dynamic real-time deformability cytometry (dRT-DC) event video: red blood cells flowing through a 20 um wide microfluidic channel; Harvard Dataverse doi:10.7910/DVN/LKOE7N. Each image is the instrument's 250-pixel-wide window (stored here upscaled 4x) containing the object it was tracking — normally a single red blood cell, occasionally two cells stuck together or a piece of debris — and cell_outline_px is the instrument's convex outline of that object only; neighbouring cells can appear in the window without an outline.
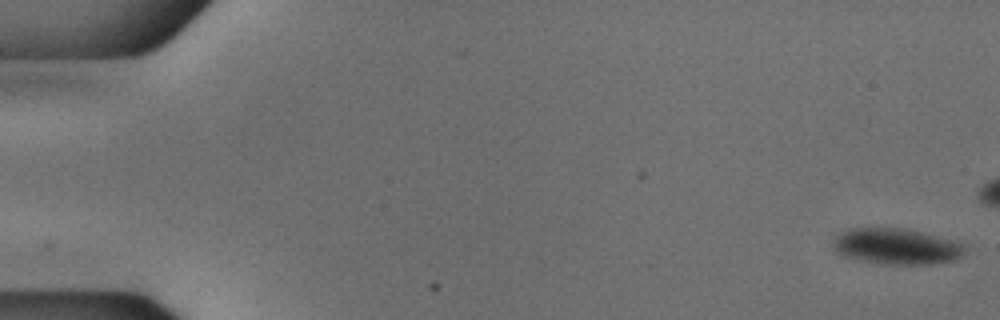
{"species": "common noctule bat (a hibernating species)", "species_latin": "Nyctalus noctula", "temperature_condition": "cold", "stored_images_in_passage": 47, "camera_frame_rate_fps": 3000, "um_per_image_px": 0.085, "animal": {"sex": "male", "body_mass_g": 18.8}, "frame": {"image": 1, "passage_image": 1, "time_ms": 0.0, "image_size_px": [1000, 320], "cell_outline_px": [[964, 252], [956, 260], [928, 264], [884, 264], [860, 260], [844, 256], [836, 252], [832, 244], [836, 236], [840, 232], [848, 228], [908, 228], [948, 240], [960, 244], [964, 248]], "centroid_in_image_um": [76.12, 20.94], "position_along_channel_um": 8.9, "area_um2": 27.28}}
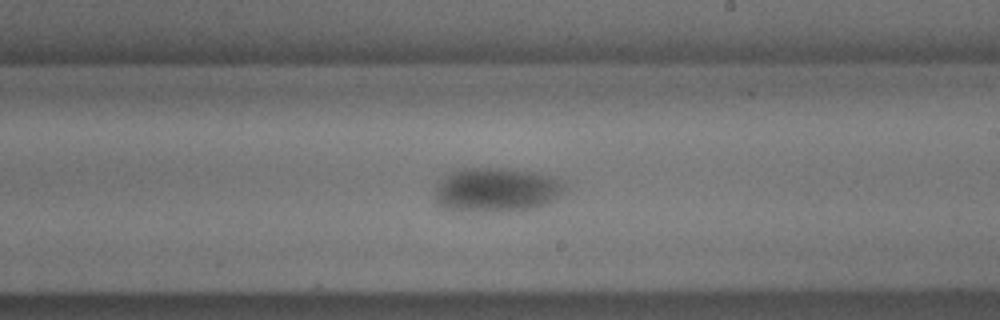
{"frame": {"image": 2, "passage_image": 32, "time_ms": 10.333, "image_size_px": [1000, 320], "cell_outline_px": [[568, 188], [564, 192], [552, 200], [536, 208], [448, 208], [440, 204], [436, 200], [436, 184], [444, 176], [460, 168], [504, 168], [540, 172], [564, 180]], "centroid_in_image_um": [42.29, 16.04], "position_along_channel_um": 246.7, "area_um2": 32.31}}
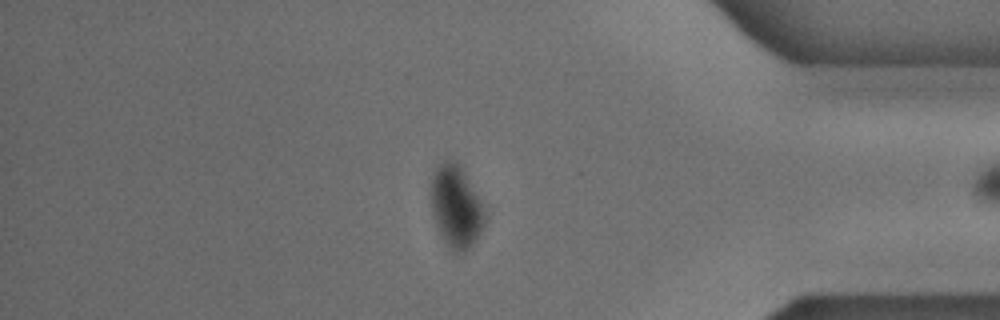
{"frame": {"image": 3, "passage_image": 46, "time_ms": 15.0, "image_size_px": [1000, 320], "cell_outline_px": [[484, 224], [476, 240], [464, 252], [452, 252], [448, 248], [440, 232], [436, 220], [432, 204], [432, 176], [436, 168], [444, 160], [456, 160], [460, 164], [480, 200], [484, 208]], "centroid_in_image_um": [38.78, 17.56], "position_along_channel_um": 396.4, "area_um2": 25.14}}